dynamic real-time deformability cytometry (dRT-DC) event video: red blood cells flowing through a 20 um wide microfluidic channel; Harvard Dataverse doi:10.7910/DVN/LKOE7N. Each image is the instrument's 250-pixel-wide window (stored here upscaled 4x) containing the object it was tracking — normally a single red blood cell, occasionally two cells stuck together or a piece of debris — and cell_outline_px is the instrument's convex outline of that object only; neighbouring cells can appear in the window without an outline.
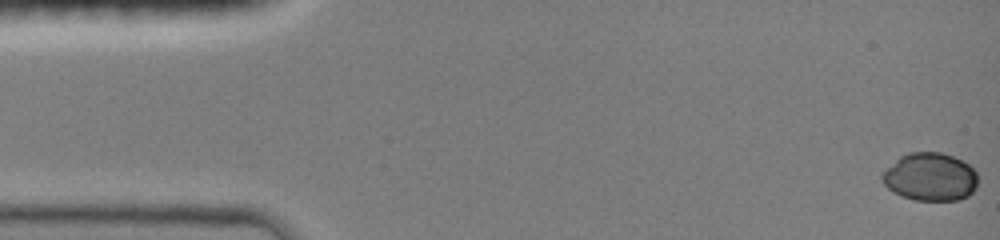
{"species": "common noctule bat (a hibernating species)", "species_latin": "Nyctalus noctula", "temperature_condition": "room temperature", "stored_images_in_passage": 33, "camera_frame_rate_fps": 3000, "um_per_image_px": 0.085, "animal": {"sex": "female", "body_mass_g": 19.0, "forearm_length_mm": 51.5}, "frame": {"image": 1, "passage_image": 1, "time_ms": 0.0, "image_size_px": [1000, 240], "cell_outline_px": [[976, 188], [968, 196], [960, 200], [916, 200], [900, 196], [892, 192], [884, 184], [880, 176], [900, 156], [908, 152], [940, 152], [952, 156], [968, 164], [976, 172]], "centroid_in_image_um": [79.06, 15.05], "position_along_channel_um": 5.9, "area_um2": 26.7}}
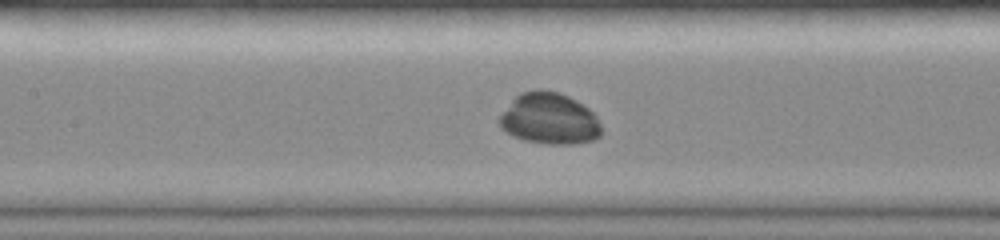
{"frame": {"image": 2, "passage_image": 13, "time_ms": 4.0, "image_size_px": [1000, 240], "cell_outline_px": [[604, 132], [600, 136], [592, 140], [572, 144], [544, 144], [524, 140], [512, 136], [500, 128], [496, 120], [512, 100], [520, 92], [536, 88], [540, 88], [560, 92], [576, 100], [588, 108], [596, 116]], "centroid_in_image_um": [46.67, 10.08], "position_along_channel_um": 160.7, "area_um2": 31.04}}
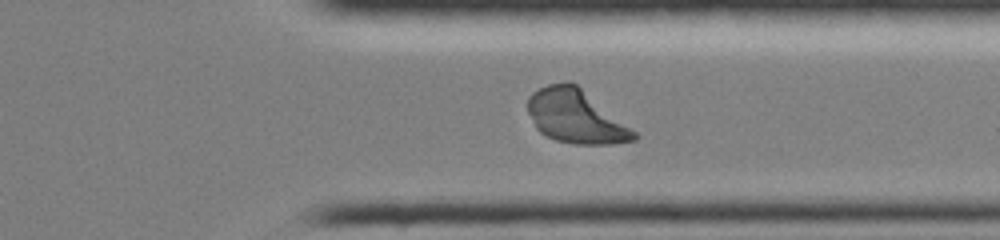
{"frame": {"image": 3, "passage_image": 26, "time_ms": 8.333, "image_size_px": [1000, 240], "cell_outline_px": [[640, 136], [636, 140], [612, 144], [572, 144], [556, 140], [540, 132], [536, 128], [528, 112], [528, 96], [532, 92], [548, 84], [568, 80], [576, 84], [636, 132]], "centroid_in_image_um": [48.93, 9.9], "position_along_channel_um": 362.5, "area_um2": 32.89}}